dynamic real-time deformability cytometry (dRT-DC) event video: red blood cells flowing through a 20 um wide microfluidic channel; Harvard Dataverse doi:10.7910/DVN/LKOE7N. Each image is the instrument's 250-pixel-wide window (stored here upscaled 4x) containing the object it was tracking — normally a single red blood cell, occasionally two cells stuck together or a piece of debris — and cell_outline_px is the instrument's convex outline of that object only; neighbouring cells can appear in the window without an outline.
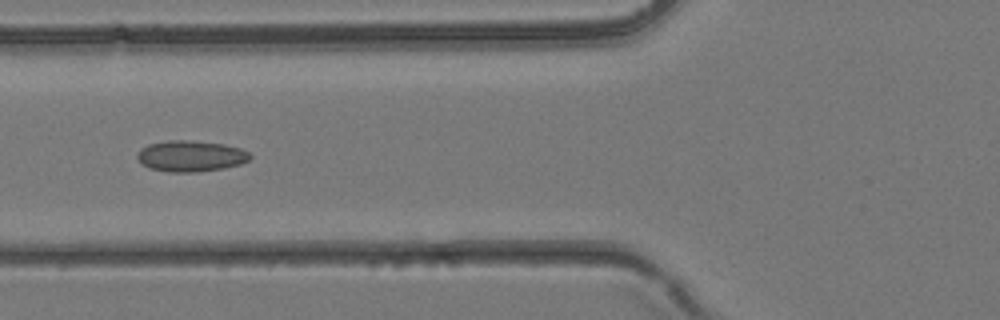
{"species": "common noctule bat (a hibernating species)", "species_latin": "Nyctalus noctula", "temperature_condition": "room temperature", "stored_images_in_passage": 27, "segment_of_instrument_passage": [1, 2], "camera_frame_rate_fps": 3000, "um_per_image_px": 0.085, "animal": {"sex": "female", "body_mass_g": 24.6, "forearm_length_mm": 56.2}, "frame": {"image": 1, "passage_image": 3, "time_ms": 0.667, "image_size_px": [1000, 320], "cell_outline_px": [[252, 156], [248, 160], [240, 164], [224, 168], [196, 172], [168, 172], [148, 168], [136, 156], [136, 152], [140, 148], [148, 144], [168, 140], [188, 140], [224, 144], [240, 148], [248, 152]], "centroid_in_image_um": [16.19, 13.26], "position_along_channel_um": 109.6, "area_um2": 20.46}}
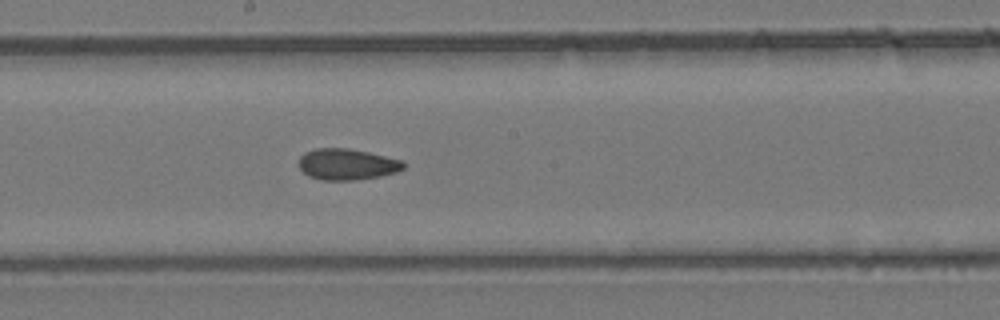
{"frame": {"image": 2, "passage_image": 9, "time_ms": 2.667, "image_size_px": [1000, 320], "cell_outline_px": [[404, 168], [396, 172], [380, 176], [352, 180], [320, 180], [308, 176], [300, 168], [300, 156], [304, 152], [316, 148], [348, 148], [368, 152], [404, 160]], "centroid_in_image_um": [29.5, 13.96], "position_along_channel_um": 218.7, "area_um2": 19.02}}
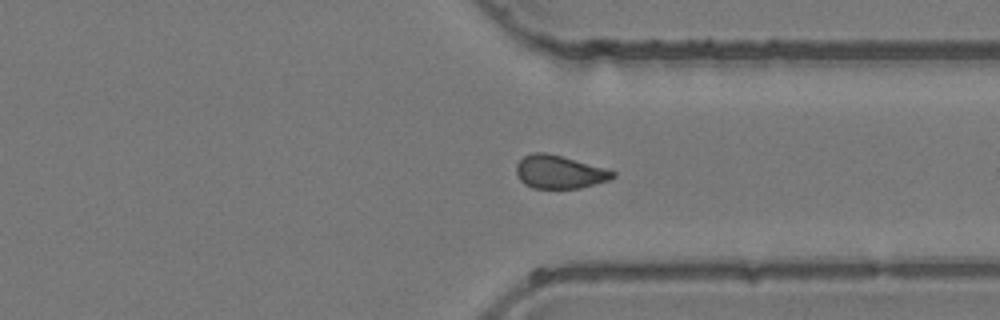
{"frame": {"image": 3, "passage_image": 17, "time_ms": 5.333, "image_size_px": [1000, 320], "cell_outline_px": [[616, 176], [608, 180], [580, 188], [532, 188], [524, 184], [520, 180], [516, 172], [516, 164], [524, 156], [532, 152], [544, 152], [560, 156], [604, 168], [616, 172]], "centroid_in_image_um": [47.51, 14.62], "position_along_channel_um": 363.9, "area_um2": 18.44}}